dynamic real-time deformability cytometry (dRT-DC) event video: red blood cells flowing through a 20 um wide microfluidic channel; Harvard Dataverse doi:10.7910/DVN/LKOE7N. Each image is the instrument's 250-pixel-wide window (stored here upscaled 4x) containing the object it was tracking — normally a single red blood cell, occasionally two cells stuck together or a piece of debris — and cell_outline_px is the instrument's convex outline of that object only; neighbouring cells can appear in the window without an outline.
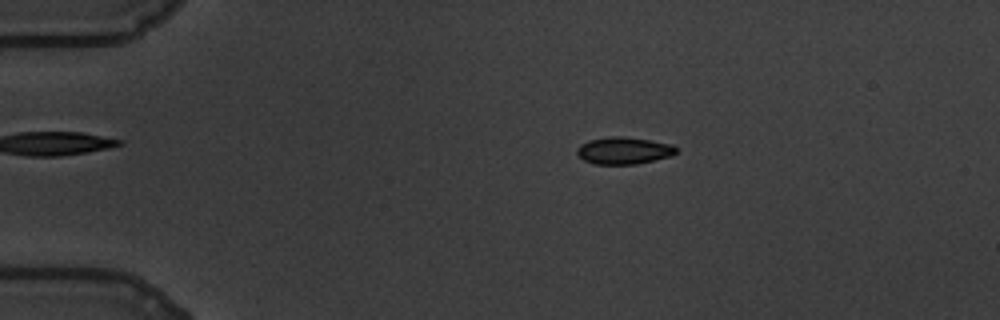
{"species": "common noctule bat (a hibernating species)", "species_latin": "Nyctalus noctula", "temperature_condition": "warm", "stored_images_in_passage": 59, "camera_frame_rate_fps": 3000, "um_per_image_px": 0.085, "animal": {"sex": "male", "body_mass_g": 19.5, "forearm_length_mm": 54.6}, "frame": {"image": 1, "passage_image": 12, "time_ms": 3.667, "image_size_px": [1000, 320], "cell_outline_px": [[676, 152], [672, 156], [636, 164], [596, 164], [584, 160], [576, 152], [576, 148], [580, 144], [588, 140], [612, 136], [624, 136], [672, 144], [676, 148]], "centroid_in_image_um": [53.01, 12.79], "position_along_channel_um": 32.0, "area_um2": 15.61}}
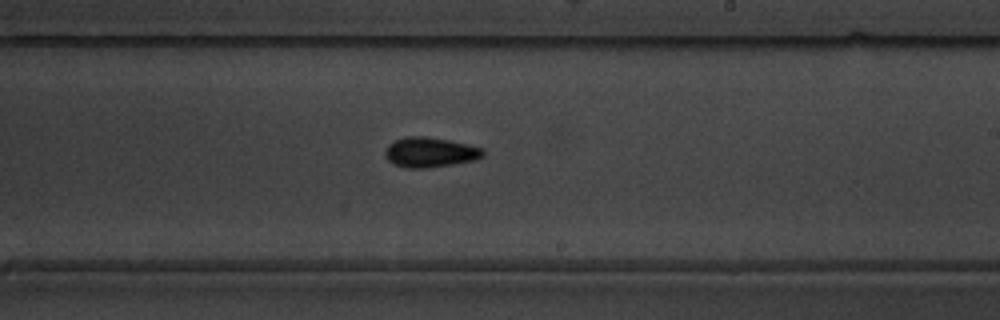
{"frame": {"image": 2, "passage_image": 36, "time_ms": 11.667, "image_size_px": [1000, 320], "cell_outline_px": [[484, 156], [476, 160], [452, 164], [424, 168], [408, 168], [396, 164], [388, 160], [384, 156], [384, 152], [388, 144], [404, 136], [424, 136], [448, 140], [484, 148]], "centroid_in_image_um": [36.55, 12.94], "position_along_channel_um": 252.4, "area_um2": 17.05}}
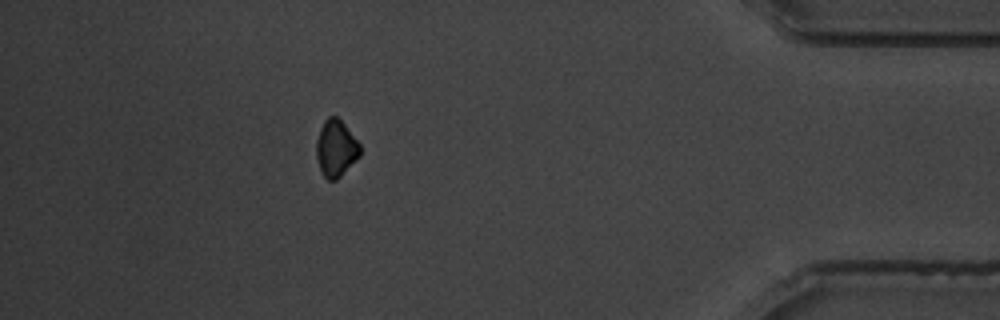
{"frame": {"image": 3, "passage_image": 53, "time_ms": 17.333, "image_size_px": [1000, 320], "cell_outline_px": [[360, 156], [336, 180], [328, 180], [320, 172], [316, 156], [316, 140], [320, 128], [324, 120], [328, 116], [336, 116], [344, 124], [360, 144]], "centroid_in_image_um": [28.53, 12.61], "position_along_channel_um": 406.7, "area_um2": 14.45}, "authors_computed_cell_mechanics": {"area_um2": 15.5482, "velocity_mm_per_s": 3.4707, "shape_relaxation_time_tau1_ms": 2.1021, "shape_relaxation_time_tau2_ms": null, "deformation_change_tau1": 0.0819, "deformation_change_tau2": null}}